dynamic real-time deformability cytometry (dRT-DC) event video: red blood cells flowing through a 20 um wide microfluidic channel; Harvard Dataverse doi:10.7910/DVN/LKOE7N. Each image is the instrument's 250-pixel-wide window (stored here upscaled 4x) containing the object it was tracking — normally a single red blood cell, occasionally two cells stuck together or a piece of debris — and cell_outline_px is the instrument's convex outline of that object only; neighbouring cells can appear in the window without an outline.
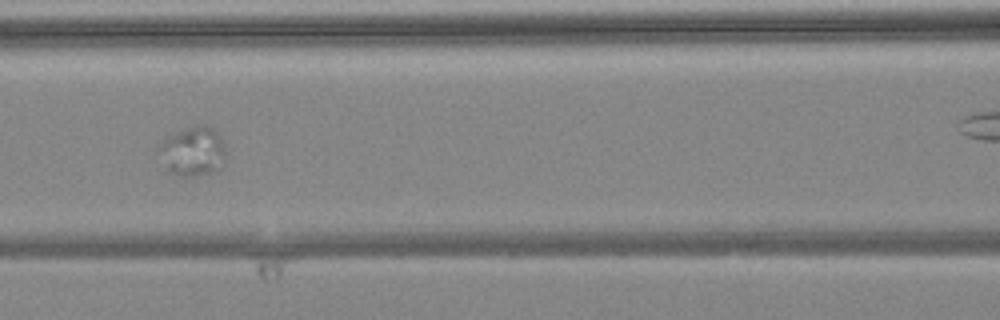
{"species": "common noctule bat (a hibernating species)", "species_latin": "Nyctalus noctula", "temperature_condition": "warm", "stored_images_in_passage": 11, "camera_frame_rate_fps": 3000, "um_per_image_px": 0.085, "animal": {"sex": "female", "body_mass_g": 24.6, "forearm_length_mm": 56.2}, "frame": {"image": 1, "passage_image": 8, "time_ms": 2.333, "image_size_px": [1000, 320], "cell_outline_px": [[224, 156], [216, 168], [208, 172], [196, 176], [180, 176], [168, 172], [160, 148], [160, 140], [172, 132], [196, 124], [208, 124], [220, 136], [224, 144]], "centroid_in_image_um": [16.35, 12.79], "position_along_channel_um": 150.2, "area_um2": 18.9}}
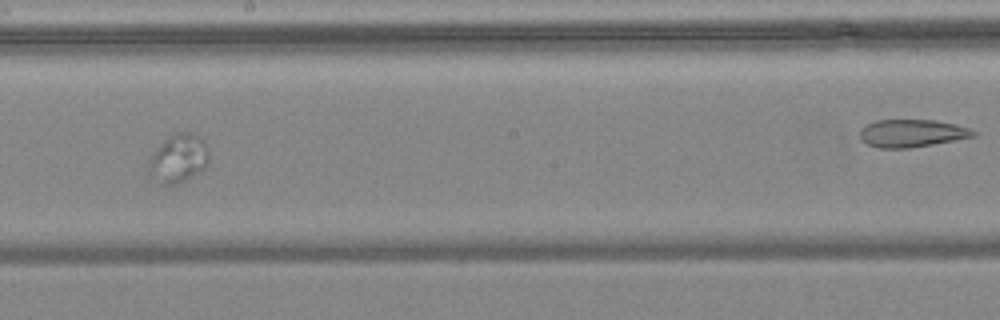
{"frame": {"image": 2, "passage_image": 10, "time_ms": 3.0, "image_size_px": [1000, 320], "cell_outline_px": [[208, 164], [204, 168], [180, 184], [164, 184], [152, 176], [148, 172], [148, 168], [152, 156], [156, 148], [172, 132], [192, 132], [208, 148]], "centroid_in_image_um": [15.17, 13.46], "position_along_channel_um": 233.0, "area_um2": 16.7}}
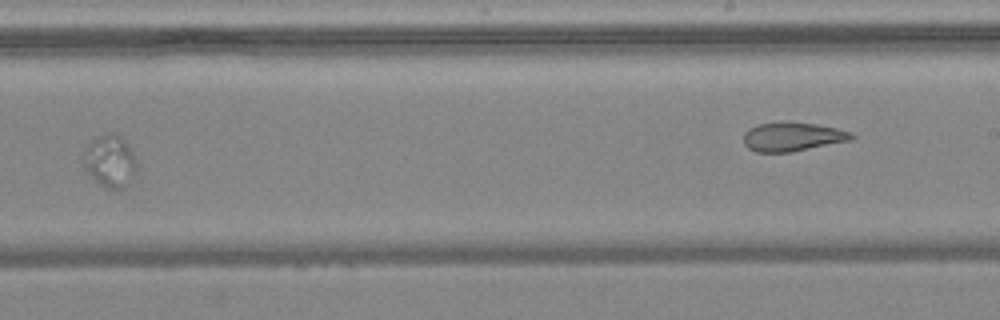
{"frame": {"image": 3, "passage_image": 11, "time_ms": 3.333, "image_size_px": [1000, 320], "cell_outline_px": [[136, 168], [124, 188], [120, 192], [104, 188], [88, 172], [84, 164], [84, 152], [92, 140], [108, 132], [116, 132], [124, 140], [136, 156]], "centroid_in_image_um": [9.37, 13.7], "position_along_channel_um": 279.6, "area_um2": 16.07}}